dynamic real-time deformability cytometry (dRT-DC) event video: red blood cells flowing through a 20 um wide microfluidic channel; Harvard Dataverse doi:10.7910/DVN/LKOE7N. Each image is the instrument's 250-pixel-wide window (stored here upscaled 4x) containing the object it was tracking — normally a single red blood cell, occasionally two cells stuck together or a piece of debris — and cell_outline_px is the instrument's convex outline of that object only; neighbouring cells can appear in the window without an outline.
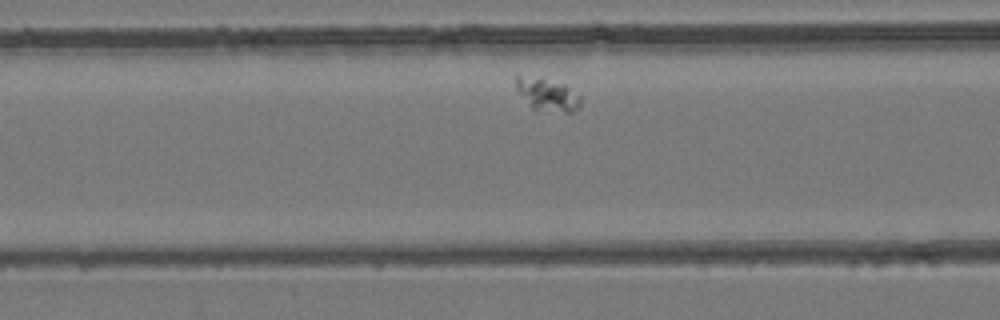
{"species": "common noctule bat (a hibernating species)", "species_latin": "Nyctalus noctula", "temperature_condition": "room temperature", "stored_images_in_passage": 26, "camera_frame_rate_fps": 3000, "um_per_image_px": 0.085, "animal": {"sex": "female", "body_mass_g": 24.6, "forearm_length_mm": 56.2}, "frame": {"image": 1, "passage_image": 6, "time_ms": 1.667, "image_size_px": [1000, 320], "cell_outline_px": [[580, 104], [572, 112], [564, 112], [532, 108], [516, 88], [516, 72], [564, 84], [580, 96]], "centroid_in_image_um": [46.48, 7.99], "position_along_channel_um": 120.1, "area_um2": 12.02}}
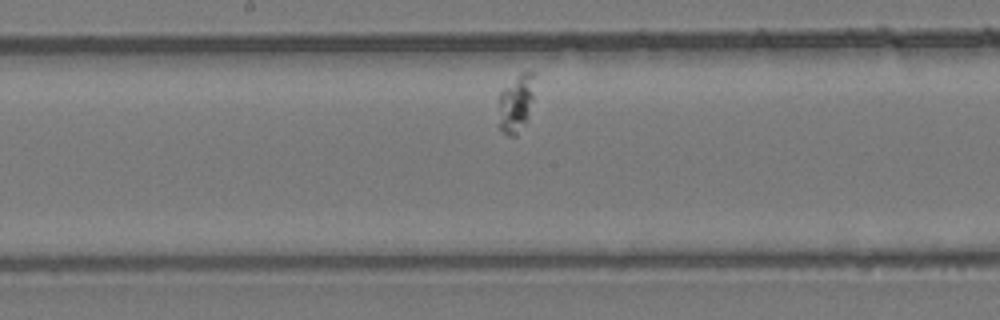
{"frame": {"image": 2, "passage_image": 12, "time_ms": 3.667, "image_size_px": [1000, 320], "cell_outline_px": [[536, 72], [532, 100], [528, 120], [516, 136], [512, 136], [504, 132], [500, 128], [496, 96], [520, 72]], "centroid_in_image_um": [43.85, 8.75], "position_along_channel_um": 204.3, "area_um2": 12.54}}
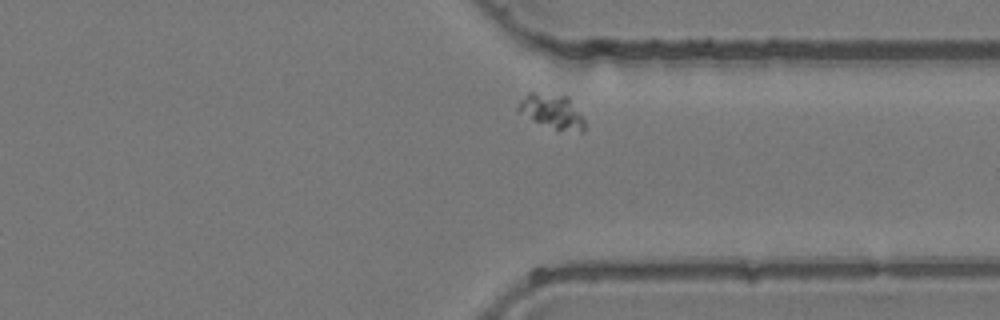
{"frame": {"image": 3, "passage_image": 23, "time_ms": 7.333, "image_size_px": [1000, 320], "cell_outline_px": [[584, 132], [580, 132], [556, 128], [532, 120], [516, 112], [516, 108], [520, 100], [528, 92], [532, 92], [568, 96], [584, 116]], "centroid_in_image_um": [46.91, 9.44], "position_along_channel_um": 364.5, "area_um2": 13.35}}